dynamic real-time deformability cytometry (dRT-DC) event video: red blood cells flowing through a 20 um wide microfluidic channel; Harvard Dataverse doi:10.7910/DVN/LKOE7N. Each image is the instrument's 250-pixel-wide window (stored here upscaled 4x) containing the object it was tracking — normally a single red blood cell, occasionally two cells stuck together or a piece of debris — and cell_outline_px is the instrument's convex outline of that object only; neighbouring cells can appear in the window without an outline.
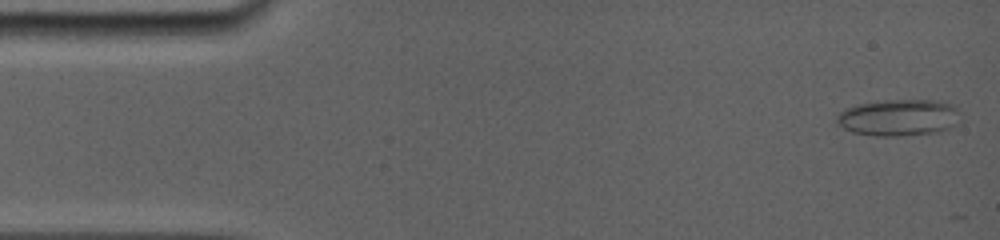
{"species": "common noctule bat (a hibernating species)", "species_latin": "Nyctalus noctula", "temperature_condition": "room temperature", "stored_images_in_passage": 10, "camera_frame_rate_fps": 5000, "um_per_image_px": 0.085, "animal": {"sex": "female", "body_mass_g": 19.0, "forearm_length_mm": 56.7}, "frame": {"image": 1, "passage_image": 1, "time_ms": 0.0, "image_size_px": [1000, 240], "cell_outline_px": [[960, 124], [952, 128], [936, 132], [900, 136], [876, 136], [852, 132], [836, 124], [836, 116], [844, 108], [860, 104], [888, 100], [932, 100], [952, 104], [960, 112]], "centroid_in_image_um": [76.42, 10.0], "position_along_channel_um": 8.6, "area_um2": 26.65}}
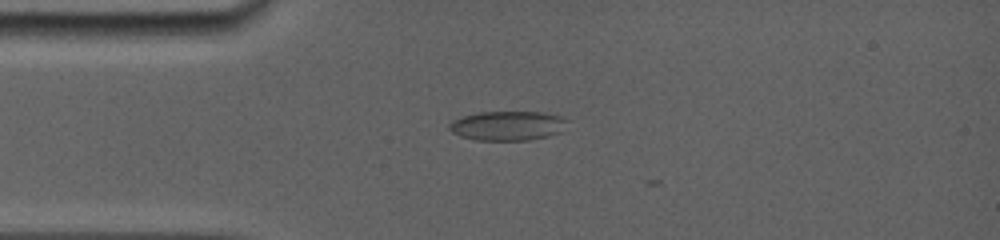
{"frame": {"image": 2, "passage_image": 9, "time_ms": 3.4, "image_size_px": [1000, 240], "cell_outline_px": [[568, 120], [560, 132], [548, 136], [528, 140], [476, 140], [460, 136], [452, 132], [448, 128], [448, 124], [452, 120], [476, 112], [540, 112], [560, 116]], "centroid_in_image_um": [43.11, 10.68], "position_along_channel_um": 41.9, "area_um2": 20.17}}